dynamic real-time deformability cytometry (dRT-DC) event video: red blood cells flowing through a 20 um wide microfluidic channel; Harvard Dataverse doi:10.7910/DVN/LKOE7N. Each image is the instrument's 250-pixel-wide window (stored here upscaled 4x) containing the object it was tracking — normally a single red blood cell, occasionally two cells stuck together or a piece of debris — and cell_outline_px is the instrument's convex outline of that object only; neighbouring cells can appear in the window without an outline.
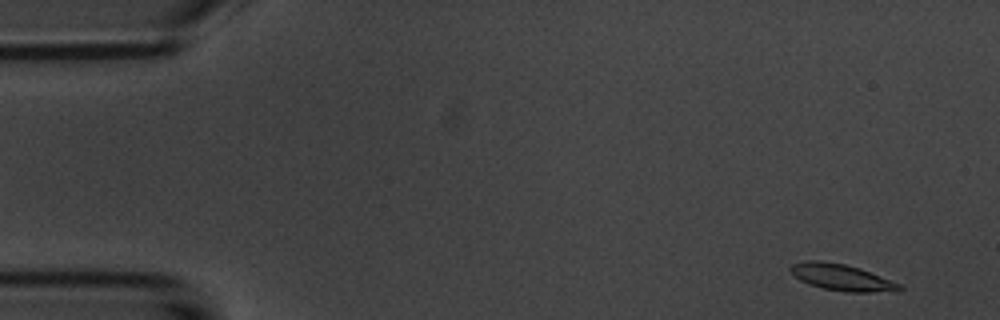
{"species": "common noctule bat (a hibernating species)", "species_latin": "Nyctalus noctula", "temperature_condition": "room temperature", "stored_images_in_passage": 53, "camera_frame_rate_fps": 3000, "um_per_image_px": 0.085, "animal": {"sex": "male", "body_mass_g": 20.1, "forearm_length_mm": 53.5}, "frame": {"image": 1, "passage_image": 2, "time_ms": 0.333, "image_size_px": [1000, 320], "cell_outline_px": [[904, 288], [900, 292], [844, 292], [824, 288], [800, 280], [788, 268], [792, 264], [808, 260], [820, 260], [844, 264], [860, 268], [900, 284]], "centroid_in_image_um": [71.6, 23.58], "position_along_channel_um": 13.4, "area_um2": 16.7}}
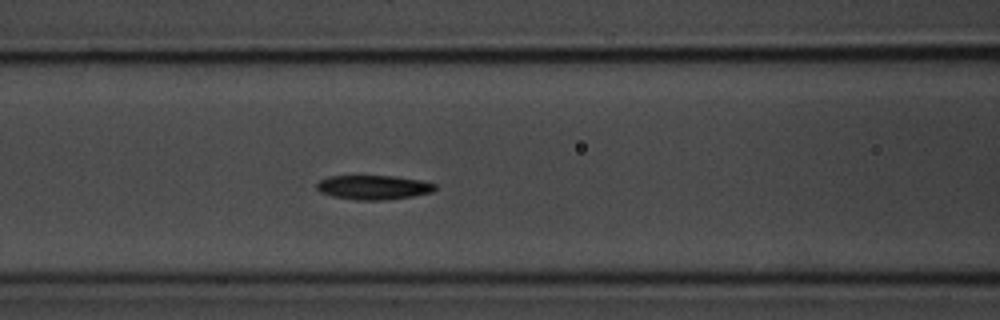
{"frame": {"image": 2, "passage_image": 21, "time_ms": 6.667, "image_size_px": [1000, 320], "cell_outline_px": [[436, 188], [432, 192], [412, 196], [384, 200], [356, 200], [332, 196], [320, 192], [316, 188], [316, 184], [320, 180], [328, 176], [396, 176], [420, 180], [436, 184]], "centroid_in_image_um": [31.73, 15.92], "position_along_channel_um": 134.9, "area_um2": 16.76}}
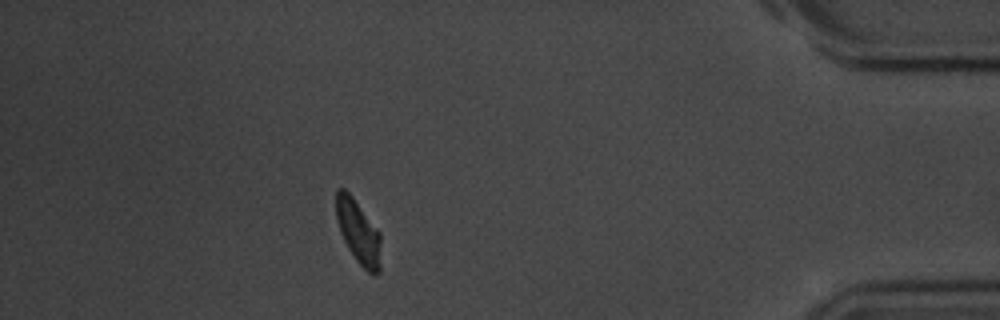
{"frame": {"image": 3, "passage_image": 47, "time_ms": 15.333, "image_size_px": [1000, 320], "cell_outline_px": [[380, 272], [376, 276], [372, 276], [356, 260], [348, 248], [340, 232], [336, 220], [336, 188], [344, 188], [352, 196], [380, 232]], "centroid_in_image_um": [30.46, 19.73], "position_along_channel_um": 404.7, "area_um2": 16.7}, "authors_computed_cell_mechanics": {"area_um2": 16.762, "velocity_mm_per_s": 3.6667, "shape_relaxation_time_tau1_ms": 2.2246, "shape_relaxation_time_tau2_ms": 6.5698, "deformation_change_tau1": 0.1322, "deformation_change_tau2": 0.148}}